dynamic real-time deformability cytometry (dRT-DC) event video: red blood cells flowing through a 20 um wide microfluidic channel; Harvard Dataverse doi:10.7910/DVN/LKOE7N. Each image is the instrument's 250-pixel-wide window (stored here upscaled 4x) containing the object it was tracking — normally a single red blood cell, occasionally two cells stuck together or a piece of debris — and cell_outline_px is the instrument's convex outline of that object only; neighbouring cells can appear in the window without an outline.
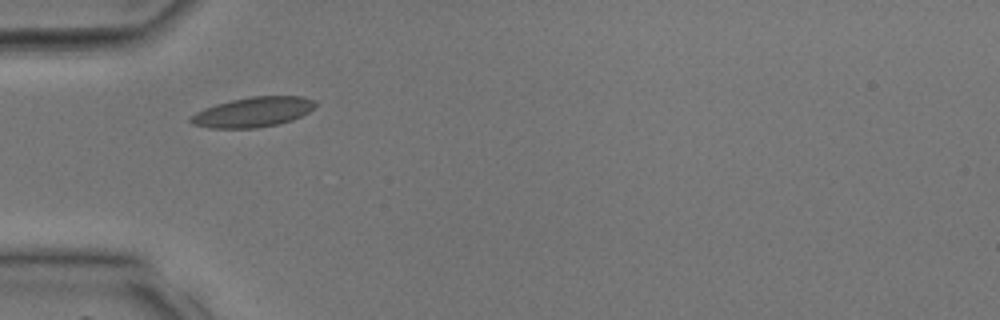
{"species": "common noctule bat (a hibernating species)", "species_latin": "Nyctalus noctula", "temperature_condition": "room temperature", "stored_images_in_passage": 28, "camera_frame_rate_fps": 3000, "um_per_image_px": 0.085, "animal": {"sex": "male", "body_mass_g": 17.9, "forearm_length_mm": 54.2}, "frame": {"image": 1, "passage_image": 1, "time_ms": 0.0, "image_size_px": [1000, 320], "cell_outline_px": [[316, 104], [308, 112], [292, 120], [280, 124], [256, 128], [208, 128], [192, 124], [188, 120], [196, 112], [204, 108], [216, 104], [232, 100], [252, 96], [304, 96], [312, 100]], "centroid_in_image_um": [21.48, 9.53], "position_along_channel_um": 63.5, "area_um2": 21.68}}
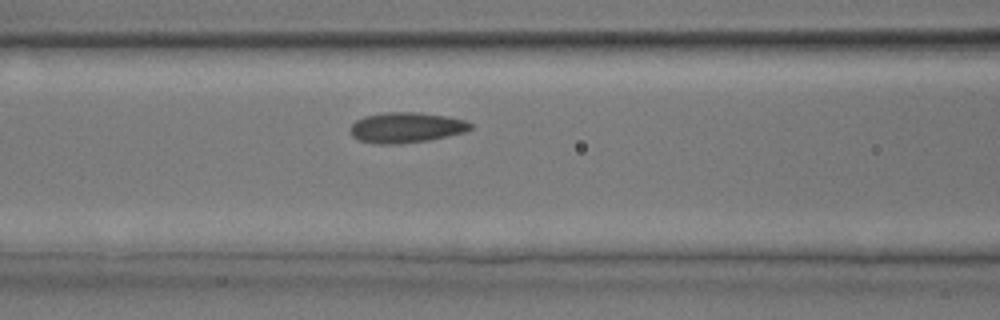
{"frame": {"image": 2, "passage_image": 5, "time_ms": 1.333, "image_size_px": [1000, 320], "cell_outline_px": [[472, 128], [464, 132], [428, 140], [400, 144], [376, 144], [360, 140], [352, 136], [352, 124], [356, 120], [364, 116], [384, 112], [416, 112], [448, 116], [464, 120], [472, 124]], "centroid_in_image_um": [34.53, 10.83], "position_along_channel_um": 132.1, "area_um2": 21.21}}
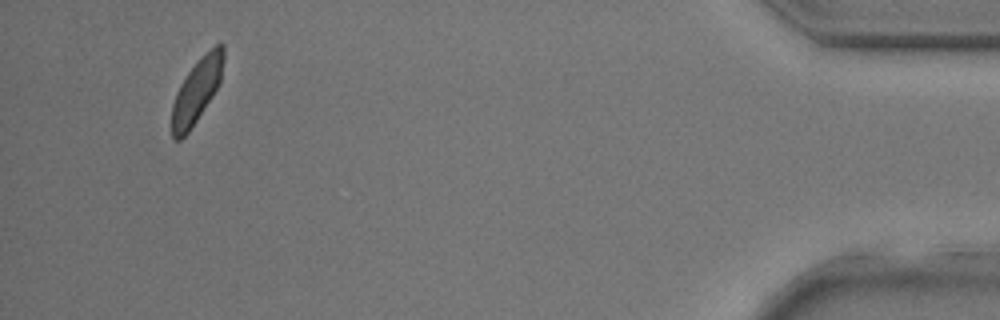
{"frame": {"image": 3, "passage_image": 25, "time_ms": 8.0, "image_size_px": [1000, 320], "cell_outline_px": [[224, 60], [220, 84], [188, 132], [180, 140], [176, 140], [172, 136], [172, 104], [176, 92], [180, 84], [188, 72], [216, 44], [224, 44]], "centroid_in_image_um": [16.72, 7.73], "position_along_channel_um": 418.5, "area_um2": 18.79}}